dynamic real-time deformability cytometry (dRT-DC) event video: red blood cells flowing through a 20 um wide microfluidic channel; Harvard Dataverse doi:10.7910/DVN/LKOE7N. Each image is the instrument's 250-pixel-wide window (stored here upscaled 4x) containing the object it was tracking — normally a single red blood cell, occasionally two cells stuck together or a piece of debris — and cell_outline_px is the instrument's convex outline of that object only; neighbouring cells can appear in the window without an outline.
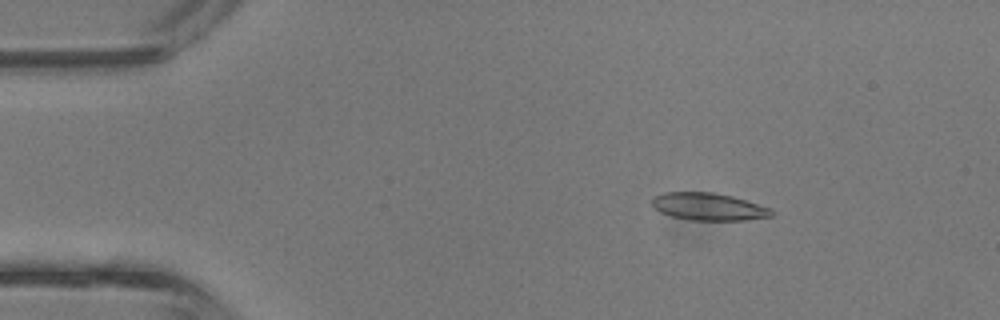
{"species": "common noctule bat (a hibernating species)", "species_latin": "Nyctalus noctula", "temperature_condition": "room temperature", "stored_images_in_passage": 3, "camera_frame_rate_fps": 3000, "um_per_image_px": 0.085, "animal": {"sex": "male", "body_mass_g": 13.3}, "frame": {"image": 1, "passage_image": 2, "time_ms": 0.333, "image_size_px": [1000, 320], "cell_outline_px": [[772, 216], [744, 220], [692, 220], [672, 216], [660, 212], [652, 208], [652, 196], [664, 192], [712, 192], [732, 196], [772, 208]], "centroid_in_image_um": [60.19, 17.56], "position_along_channel_um": 24.8, "area_um2": 19.13}}